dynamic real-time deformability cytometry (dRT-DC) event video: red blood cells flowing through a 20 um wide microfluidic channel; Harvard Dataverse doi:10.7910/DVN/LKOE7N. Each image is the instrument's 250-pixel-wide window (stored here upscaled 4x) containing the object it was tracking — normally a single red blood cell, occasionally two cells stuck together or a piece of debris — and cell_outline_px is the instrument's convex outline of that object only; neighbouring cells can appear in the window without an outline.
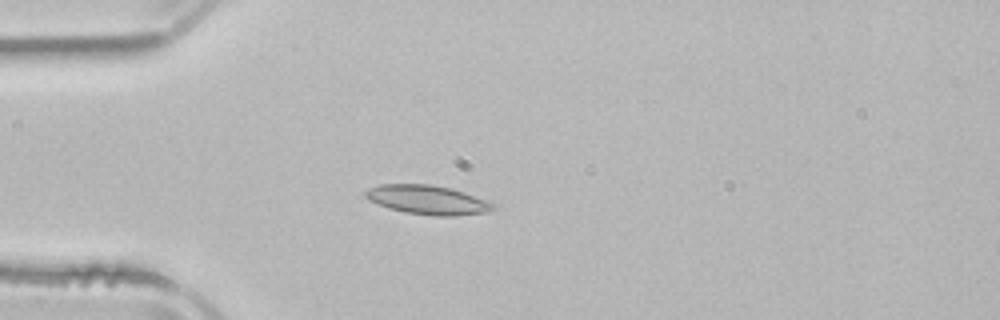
{"species": "common noctule bat (a hibernating species)", "species_latin": "Nyctalus noctula", "temperature_condition": "room temperature", "stored_images_in_passage": 3, "camera_frame_rate_fps": 3000, "um_per_image_px": 0.085, "animal": {"sex": "male", "body_mass_g": 21.5, "forearm_length_mm": 52.0}, "frame": {"image": 1, "passage_image": 3, "time_ms": 2.667, "image_size_px": [1000, 320], "cell_outline_px": [[496, 208], [488, 212], [456, 216], [432, 216], [404, 212], [388, 208], [368, 200], [364, 196], [364, 192], [368, 188], [380, 184], [428, 184], [452, 188], [464, 192], [496, 204]], "centroid_in_image_um": [36.34, 16.99], "position_along_channel_um": 48.7, "area_um2": 21.91}}